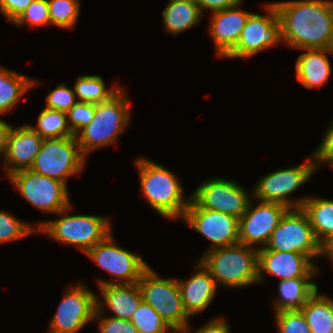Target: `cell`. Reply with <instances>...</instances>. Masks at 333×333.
<instances>
[{
    "instance_id": "ffe728a7",
    "label": "cell",
    "mask_w": 333,
    "mask_h": 333,
    "mask_svg": "<svg viewBox=\"0 0 333 333\" xmlns=\"http://www.w3.org/2000/svg\"><path fill=\"white\" fill-rule=\"evenodd\" d=\"M195 268L188 280L177 279L184 308L190 317L205 311L218 289L215 279L199 260Z\"/></svg>"
},
{
    "instance_id": "74e56055",
    "label": "cell",
    "mask_w": 333,
    "mask_h": 333,
    "mask_svg": "<svg viewBox=\"0 0 333 333\" xmlns=\"http://www.w3.org/2000/svg\"><path fill=\"white\" fill-rule=\"evenodd\" d=\"M328 126V129L324 132V137L313 151V157L316 163V169L318 170L323 163H328L329 166L333 167V121Z\"/></svg>"
},
{
    "instance_id": "7402d4cb",
    "label": "cell",
    "mask_w": 333,
    "mask_h": 333,
    "mask_svg": "<svg viewBox=\"0 0 333 333\" xmlns=\"http://www.w3.org/2000/svg\"><path fill=\"white\" fill-rule=\"evenodd\" d=\"M303 50L305 52L298 56L295 63L297 80L310 89L324 85L331 76V64L327 55H333V48Z\"/></svg>"
},
{
    "instance_id": "e0dca14e",
    "label": "cell",
    "mask_w": 333,
    "mask_h": 333,
    "mask_svg": "<svg viewBox=\"0 0 333 333\" xmlns=\"http://www.w3.org/2000/svg\"><path fill=\"white\" fill-rule=\"evenodd\" d=\"M318 267L307 255L294 252L272 250L258 251V282H262L266 273L288 280L291 278H314Z\"/></svg>"
},
{
    "instance_id": "3957f363",
    "label": "cell",
    "mask_w": 333,
    "mask_h": 333,
    "mask_svg": "<svg viewBox=\"0 0 333 333\" xmlns=\"http://www.w3.org/2000/svg\"><path fill=\"white\" fill-rule=\"evenodd\" d=\"M130 107V101L122 89L107 101L95 104L93 119L75 135L85 158L95 149L116 142L130 122Z\"/></svg>"
},
{
    "instance_id": "1f68e13d",
    "label": "cell",
    "mask_w": 333,
    "mask_h": 333,
    "mask_svg": "<svg viewBox=\"0 0 333 333\" xmlns=\"http://www.w3.org/2000/svg\"><path fill=\"white\" fill-rule=\"evenodd\" d=\"M37 232L36 225L28 224L14 215L0 210V244L15 242Z\"/></svg>"
},
{
    "instance_id": "7a4b0ae2",
    "label": "cell",
    "mask_w": 333,
    "mask_h": 333,
    "mask_svg": "<svg viewBox=\"0 0 333 333\" xmlns=\"http://www.w3.org/2000/svg\"><path fill=\"white\" fill-rule=\"evenodd\" d=\"M140 189L148 204L166 219H182L191 196L184 198V188L174 172L146 157L134 160Z\"/></svg>"
},
{
    "instance_id": "9c48e42d",
    "label": "cell",
    "mask_w": 333,
    "mask_h": 333,
    "mask_svg": "<svg viewBox=\"0 0 333 333\" xmlns=\"http://www.w3.org/2000/svg\"><path fill=\"white\" fill-rule=\"evenodd\" d=\"M86 159L75 136L43 139L30 170L63 182L67 186V178L80 173Z\"/></svg>"
},
{
    "instance_id": "4fadbf2b",
    "label": "cell",
    "mask_w": 333,
    "mask_h": 333,
    "mask_svg": "<svg viewBox=\"0 0 333 333\" xmlns=\"http://www.w3.org/2000/svg\"><path fill=\"white\" fill-rule=\"evenodd\" d=\"M65 288L47 333H77L94 319L97 295L81 282Z\"/></svg>"
},
{
    "instance_id": "52a82bcc",
    "label": "cell",
    "mask_w": 333,
    "mask_h": 333,
    "mask_svg": "<svg viewBox=\"0 0 333 333\" xmlns=\"http://www.w3.org/2000/svg\"><path fill=\"white\" fill-rule=\"evenodd\" d=\"M317 172L313 154L297 166L272 171L261 177L253 190L255 200L274 202L286 206L288 209L302 208L308 197L291 199L300 186L313 177Z\"/></svg>"
},
{
    "instance_id": "83f0119b",
    "label": "cell",
    "mask_w": 333,
    "mask_h": 333,
    "mask_svg": "<svg viewBox=\"0 0 333 333\" xmlns=\"http://www.w3.org/2000/svg\"><path fill=\"white\" fill-rule=\"evenodd\" d=\"M105 86L103 78L99 75H82L77 77L73 88L78 102L99 104L110 99L121 89L117 83L109 89Z\"/></svg>"
},
{
    "instance_id": "2e32d148",
    "label": "cell",
    "mask_w": 333,
    "mask_h": 333,
    "mask_svg": "<svg viewBox=\"0 0 333 333\" xmlns=\"http://www.w3.org/2000/svg\"><path fill=\"white\" fill-rule=\"evenodd\" d=\"M259 201L253 206L251 200L247 211L239 218V243L260 249L268 243L271 234L288 208L274 202ZM262 247H257L258 245Z\"/></svg>"
},
{
    "instance_id": "ac0fdd59",
    "label": "cell",
    "mask_w": 333,
    "mask_h": 333,
    "mask_svg": "<svg viewBox=\"0 0 333 333\" xmlns=\"http://www.w3.org/2000/svg\"><path fill=\"white\" fill-rule=\"evenodd\" d=\"M43 138L35 132L30 125L12 127L7 141V148L3 157V168L7 177L20 170L30 169L38 152Z\"/></svg>"
},
{
    "instance_id": "4dcf8cb0",
    "label": "cell",
    "mask_w": 333,
    "mask_h": 333,
    "mask_svg": "<svg viewBox=\"0 0 333 333\" xmlns=\"http://www.w3.org/2000/svg\"><path fill=\"white\" fill-rule=\"evenodd\" d=\"M51 25L72 29L80 14L79 0H47Z\"/></svg>"
},
{
    "instance_id": "6da1fadb",
    "label": "cell",
    "mask_w": 333,
    "mask_h": 333,
    "mask_svg": "<svg viewBox=\"0 0 333 333\" xmlns=\"http://www.w3.org/2000/svg\"><path fill=\"white\" fill-rule=\"evenodd\" d=\"M272 3L278 13L286 47L299 50L333 48V0Z\"/></svg>"
},
{
    "instance_id": "f546056e",
    "label": "cell",
    "mask_w": 333,
    "mask_h": 333,
    "mask_svg": "<svg viewBox=\"0 0 333 333\" xmlns=\"http://www.w3.org/2000/svg\"><path fill=\"white\" fill-rule=\"evenodd\" d=\"M131 322L138 333H176L170 325L145 301H141Z\"/></svg>"
},
{
    "instance_id": "8992f818",
    "label": "cell",
    "mask_w": 333,
    "mask_h": 333,
    "mask_svg": "<svg viewBox=\"0 0 333 333\" xmlns=\"http://www.w3.org/2000/svg\"><path fill=\"white\" fill-rule=\"evenodd\" d=\"M138 285L142 300L155 309L176 333H190L191 317L184 308L177 279H163L149 266L142 273Z\"/></svg>"
},
{
    "instance_id": "836d02e7",
    "label": "cell",
    "mask_w": 333,
    "mask_h": 333,
    "mask_svg": "<svg viewBox=\"0 0 333 333\" xmlns=\"http://www.w3.org/2000/svg\"><path fill=\"white\" fill-rule=\"evenodd\" d=\"M13 24L21 27L27 24L33 28L50 25L51 21L47 0H33Z\"/></svg>"
},
{
    "instance_id": "d6a6232c",
    "label": "cell",
    "mask_w": 333,
    "mask_h": 333,
    "mask_svg": "<svg viewBox=\"0 0 333 333\" xmlns=\"http://www.w3.org/2000/svg\"><path fill=\"white\" fill-rule=\"evenodd\" d=\"M274 314L278 333H311L301 310L280 311Z\"/></svg>"
},
{
    "instance_id": "277c9868",
    "label": "cell",
    "mask_w": 333,
    "mask_h": 333,
    "mask_svg": "<svg viewBox=\"0 0 333 333\" xmlns=\"http://www.w3.org/2000/svg\"><path fill=\"white\" fill-rule=\"evenodd\" d=\"M258 249L243 244L207 250L198 259L218 287L242 288L258 282Z\"/></svg>"
},
{
    "instance_id": "5bb4252c",
    "label": "cell",
    "mask_w": 333,
    "mask_h": 333,
    "mask_svg": "<svg viewBox=\"0 0 333 333\" xmlns=\"http://www.w3.org/2000/svg\"><path fill=\"white\" fill-rule=\"evenodd\" d=\"M266 16L253 13L241 32L236 46L224 58H248L260 51L283 43L281 23L272 2L264 4Z\"/></svg>"
},
{
    "instance_id": "f1b7e54d",
    "label": "cell",
    "mask_w": 333,
    "mask_h": 333,
    "mask_svg": "<svg viewBox=\"0 0 333 333\" xmlns=\"http://www.w3.org/2000/svg\"><path fill=\"white\" fill-rule=\"evenodd\" d=\"M43 139L74 136L67 120V113L44 108L37 119L36 127L30 125Z\"/></svg>"
},
{
    "instance_id": "b9f144b4",
    "label": "cell",
    "mask_w": 333,
    "mask_h": 333,
    "mask_svg": "<svg viewBox=\"0 0 333 333\" xmlns=\"http://www.w3.org/2000/svg\"><path fill=\"white\" fill-rule=\"evenodd\" d=\"M13 125L8 124L0 118V155H5L9 133Z\"/></svg>"
},
{
    "instance_id": "d590c367",
    "label": "cell",
    "mask_w": 333,
    "mask_h": 333,
    "mask_svg": "<svg viewBox=\"0 0 333 333\" xmlns=\"http://www.w3.org/2000/svg\"><path fill=\"white\" fill-rule=\"evenodd\" d=\"M95 115V104L76 102L67 112L68 125L75 136Z\"/></svg>"
},
{
    "instance_id": "60d3db41",
    "label": "cell",
    "mask_w": 333,
    "mask_h": 333,
    "mask_svg": "<svg viewBox=\"0 0 333 333\" xmlns=\"http://www.w3.org/2000/svg\"><path fill=\"white\" fill-rule=\"evenodd\" d=\"M230 330L228 322H226L225 318L222 316L212 318L193 333H231Z\"/></svg>"
},
{
    "instance_id": "e575fe53",
    "label": "cell",
    "mask_w": 333,
    "mask_h": 333,
    "mask_svg": "<svg viewBox=\"0 0 333 333\" xmlns=\"http://www.w3.org/2000/svg\"><path fill=\"white\" fill-rule=\"evenodd\" d=\"M45 108L58 110L67 113L77 102L74 88H69L65 84H59L45 97Z\"/></svg>"
},
{
    "instance_id": "44dd1931",
    "label": "cell",
    "mask_w": 333,
    "mask_h": 333,
    "mask_svg": "<svg viewBox=\"0 0 333 333\" xmlns=\"http://www.w3.org/2000/svg\"><path fill=\"white\" fill-rule=\"evenodd\" d=\"M98 287L103 299L96 296V310L99 313H105L106 308H109L108 310L113 313L111 317L131 320L142 301L138 282L121 285L106 284Z\"/></svg>"
},
{
    "instance_id": "7c38bea8",
    "label": "cell",
    "mask_w": 333,
    "mask_h": 333,
    "mask_svg": "<svg viewBox=\"0 0 333 333\" xmlns=\"http://www.w3.org/2000/svg\"><path fill=\"white\" fill-rule=\"evenodd\" d=\"M250 194L236 181L215 177L202 182L190 196L200 208L239 219L247 211L250 201L254 200L253 191Z\"/></svg>"
},
{
    "instance_id": "484cf974",
    "label": "cell",
    "mask_w": 333,
    "mask_h": 333,
    "mask_svg": "<svg viewBox=\"0 0 333 333\" xmlns=\"http://www.w3.org/2000/svg\"><path fill=\"white\" fill-rule=\"evenodd\" d=\"M311 333H333V299L317 290L300 309Z\"/></svg>"
},
{
    "instance_id": "f35d334b",
    "label": "cell",
    "mask_w": 333,
    "mask_h": 333,
    "mask_svg": "<svg viewBox=\"0 0 333 333\" xmlns=\"http://www.w3.org/2000/svg\"><path fill=\"white\" fill-rule=\"evenodd\" d=\"M33 0H0V12L14 23Z\"/></svg>"
},
{
    "instance_id": "5b68a950",
    "label": "cell",
    "mask_w": 333,
    "mask_h": 333,
    "mask_svg": "<svg viewBox=\"0 0 333 333\" xmlns=\"http://www.w3.org/2000/svg\"><path fill=\"white\" fill-rule=\"evenodd\" d=\"M72 205L58 213L62 216L56 220L41 221L36 224L37 232L55 241L75 245V247L86 254L91 248L103 241L111 232L109 217L97 215H67Z\"/></svg>"
},
{
    "instance_id": "30bf717a",
    "label": "cell",
    "mask_w": 333,
    "mask_h": 333,
    "mask_svg": "<svg viewBox=\"0 0 333 333\" xmlns=\"http://www.w3.org/2000/svg\"><path fill=\"white\" fill-rule=\"evenodd\" d=\"M116 244L111 232L103 241L85 254L100 268L116 278V281L97 279L98 286L137 283L142 273L149 267L142 256L123 249Z\"/></svg>"
},
{
    "instance_id": "8d00e7d4",
    "label": "cell",
    "mask_w": 333,
    "mask_h": 333,
    "mask_svg": "<svg viewBox=\"0 0 333 333\" xmlns=\"http://www.w3.org/2000/svg\"><path fill=\"white\" fill-rule=\"evenodd\" d=\"M94 320H98V330L100 333H138L137 328L131 320L114 318L105 313H99L97 310L94 314Z\"/></svg>"
},
{
    "instance_id": "7bdbcfd3",
    "label": "cell",
    "mask_w": 333,
    "mask_h": 333,
    "mask_svg": "<svg viewBox=\"0 0 333 333\" xmlns=\"http://www.w3.org/2000/svg\"><path fill=\"white\" fill-rule=\"evenodd\" d=\"M320 256H326L333 262V234L321 243Z\"/></svg>"
},
{
    "instance_id": "ab89813d",
    "label": "cell",
    "mask_w": 333,
    "mask_h": 333,
    "mask_svg": "<svg viewBox=\"0 0 333 333\" xmlns=\"http://www.w3.org/2000/svg\"><path fill=\"white\" fill-rule=\"evenodd\" d=\"M200 8L202 14L205 9L212 13L235 6L241 0H193Z\"/></svg>"
},
{
    "instance_id": "8fae6325",
    "label": "cell",
    "mask_w": 333,
    "mask_h": 333,
    "mask_svg": "<svg viewBox=\"0 0 333 333\" xmlns=\"http://www.w3.org/2000/svg\"><path fill=\"white\" fill-rule=\"evenodd\" d=\"M7 178L22 198L41 212L58 214L72 204L67 186L56 179L30 169L16 171Z\"/></svg>"
},
{
    "instance_id": "603a6c76",
    "label": "cell",
    "mask_w": 333,
    "mask_h": 333,
    "mask_svg": "<svg viewBox=\"0 0 333 333\" xmlns=\"http://www.w3.org/2000/svg\"><path fill=\"white\" fill-rule=\"evenodd\" d=\"M312 278H291L278 284L279 296L274 303V313L300 310L307 300L319 289Z\"/></svg>"
},
{
    "instance_id": "d4e9b609",
    "label": "cell",
    "mask_w": 333,
    "mask_h": 333,
    "mask_svg": "<svg viewBox=\"0 0 333 333\" xmlns=\"http://www.w3.org/2000/svg\"><path fill=\"white\" fill-rule=\"evenodd\" d=\"M38 83L0 65V115L10 112L21 97Z\"/></svg>"
},
{
    "instance_id": "9a60e30c",
    "label": "cell",
    "mask_w": 333,
    "mask_h": 333,
    "mask_svg": "<svg viewBox=\"0 0 333 333\" xmlns=\"http://www.w3.org/2000/svg\"><path fill=\"white\" fill-rule=\"evenodd\" d=\"M182 220L210 241L208 250L239 243V219L234 216L200 208L190 200Z\"/></svg>"
},
{
    "instance_id": "ba28073f",
    "label": "cell",
    "mask_w": 333,
    "mask_h": 333,
    "mask_svg": "<svg viewBox=\"0 0 333 333\" xmlns=\"http://www.w3.org/2000/svg\"><path fill=\"white\" fill-rule=\"evenodd\" d=\"M258 250L301 253L313 261V258L320 257L321 243L306 212L295 208L284 213L266 246Z\"/></svg>"
},
{
    "instance_id": "d6986e66",
    "label": "cell",
    "mask_w": 333,
    "mask_h": 333,
    "mask_svg": "<svg viewBox=\"0 0 333 333\" xmlns=\"http://www.w3.org/2000/svg\"><path fill=\"white\" fill-rule=\"evenodd\" d=\"M242 1L211 15L208 27L218 57L224 58L236 46L248 17L252 14L238 9Z\"/></svg>"
},
{
    "instance_id": "4316f807",
    "label": "cell",
    "mask_w": 333,
    "mask_h": 333,
    "mask_svg": "<svg viewBox=\"0 0 333 333\" xmlns=\"http://www.w3.org/2000/svg\"><path fill=\"white\" fill-rule=\"evenodd\" d=\"M302 209L309 217L312 229L320 243L333 234V200L308 197Z\"/></svg>"
},
{
    "instance_id": "cb8c5ba5",
    "label": "cell",
    "mask_w": 333,
    "mask_h": 333,
    "mask_svg": "<svg viewBox=\"0 0 333 333\" xmlns=\"http://www.w3.org/2000/svg\"><path fill=\"white\" fill-rule=\"evenodd\" d=\"M162 12L166 32L178 35L199 24L202 12L193 0H169Z\"/></svg>"
}]
</instances>
